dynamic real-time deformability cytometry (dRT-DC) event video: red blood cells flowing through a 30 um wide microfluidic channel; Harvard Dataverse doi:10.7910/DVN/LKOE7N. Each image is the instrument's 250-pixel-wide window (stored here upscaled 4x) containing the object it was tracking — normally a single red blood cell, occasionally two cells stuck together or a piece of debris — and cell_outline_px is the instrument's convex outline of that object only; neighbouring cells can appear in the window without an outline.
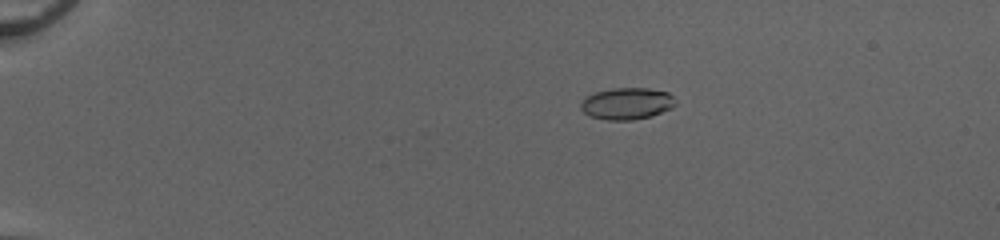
{"species": "common noctule bat (a hibernating species)", "species_latin": "Nyctalus noctula", "temperature_condition": "cold", "stored_images_in_passage": 48, "camera_frame_rate_fps": 3000, "um_per_image_px": 0.085, "animal": {"sex": "female", "body_mass_g": 20.0, "forearm_length_mm": 54.0}, "frame": {"image": 1, "passage_image": 7, "time_ms": 2.0, "image_size_px": [1000, 240], "cell_outline_px": [[676, 104], [672, 108], [652, 116], [632, 120], [608, 120], [592, 116], [584, 112], [580, 108], [580, 104], [584, 96], [596, 92], [612, 88], [648, 88], [668, 92], [672, 96]], "centroid_in_image_um": [53.28, 8.8], "position_along_channel_um": 31.7, "area_um2": 17.57}}
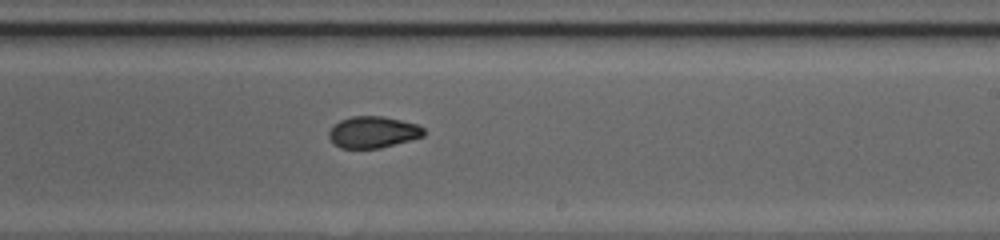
{"frame": {"image": 2, "passage_image": 30, "time_ms": 9.667, "image_size_px": [1000, 240], "cell_outline_px": [[424, 136], [380, 148], [340, 148], [328, 136], [328, 132], [340, 120], [352, 116], [384, 116], [416, 124], [424, 128]], "centroid_in_image_um": [31.71, 11.23], "position_along_channel_um": 257.3, "area_um2": 17.22}}
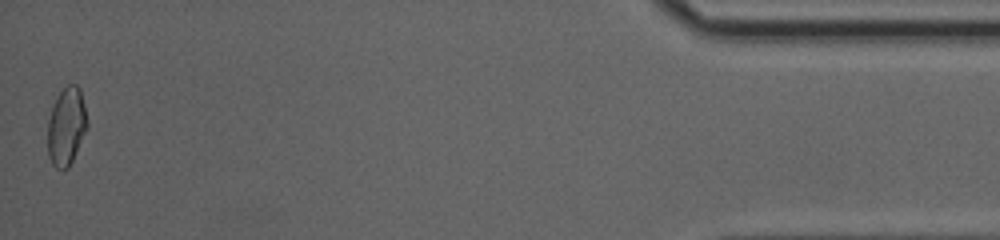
{"frame": {"image": 3, "passage_image": 48, "time_ms": 15.667, "image_size_px": [1000, 240], "cell_outline_px": [[88, 128], [68, 168], [56, 168], [52, 164], [48, 156], [48, 120], [52, 104], [60, 92], [68, 84], [76, 84], [80, 88], [88, 120]], "centroid_in_image_um": [5.65, 10.72], "position_along_channel_um": 429.6, "area_um2": 18.03}, "authors_computed_cell_mechanics": {"area_um2": 17.6579, "velocity_mm_per_s": 4.1244, "shape_relaxation_time_tau1_ms": 7.8203, "shape_relaxation_time_tau2_ms": 1.1662, "deformation_change_tau1": 0.1896, "deformation_change_tau2": 0.0509}}